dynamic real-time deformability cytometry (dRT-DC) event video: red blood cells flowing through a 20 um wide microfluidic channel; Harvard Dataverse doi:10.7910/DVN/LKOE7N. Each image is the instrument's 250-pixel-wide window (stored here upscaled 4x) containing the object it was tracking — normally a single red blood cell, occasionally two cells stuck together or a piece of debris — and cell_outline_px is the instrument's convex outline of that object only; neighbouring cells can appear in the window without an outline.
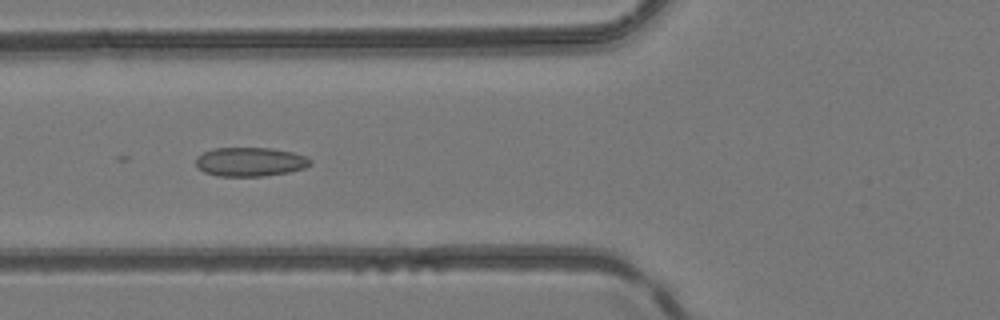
{"species": "common noctule bat (a hibernating species)", "species_latin": "Nyctalus noctula", "temperature_condition": "room temperature", "stored_images_in_passage": 7, "camera_frame_rate_fps": 3000, "um_per_image_px": 0.085, "animal": {"sex": "female", "body_mass_g": 24.6, "forearm_length_mm": 56.2}, "frame": {"image": 1, "passage_image": 5, "time_ms": 1.333, "image_size_px": [1000, 320], "cell_outline_px": [[312, 164], [304, 168], [288, 172], [264, 176], [216, 176], [204, 172], [196, 168], [196, 156], [212, 148], [272, 148], [292, 152], [308, 156], [312, 160]], "centroid_in_image_um": [21.26, 13.75], "position_along_channel_um": 104.5, "area_um2": 19.59}}